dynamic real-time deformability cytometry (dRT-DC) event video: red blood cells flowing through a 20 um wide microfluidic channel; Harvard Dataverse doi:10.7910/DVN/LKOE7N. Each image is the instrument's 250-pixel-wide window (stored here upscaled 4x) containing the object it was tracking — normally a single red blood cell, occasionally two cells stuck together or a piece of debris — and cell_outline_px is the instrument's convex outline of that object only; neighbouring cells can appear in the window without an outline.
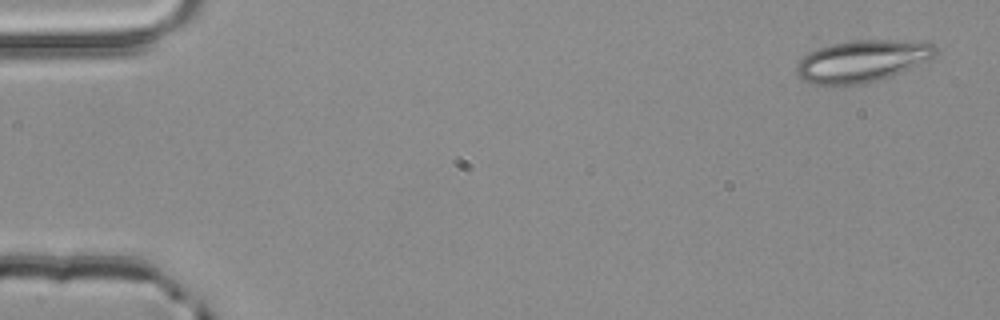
{"species": "common noctule bat (a hibernating species)", "species_latin": "Nyctalus noctula", "temperature_condition": "room temperature", "stored_images_in_passage": 4, "camera_frame_rate_fps": 3000, "um_per_image_px": 0.085, "animal": {"sex": "male", "body_mass_g": 20.4}, "frame": {"image": 1, "passage_image": 1, "time_ms": 0.0, "image_size_px": [1000, 320], "cell_outline_px": [[940, 52], [928, 60], [892, 76], [880, 80], [864, 84], [836, 88], [832, 88], [812, 84], [804, 80], [796, 72], [796, 64], [804, 56], [816, 48], [848, 40], [924, 40], [932, 44]], "centroid_in_image_um": [73.28, 5.22], "position_along_channel_um": 11.7, "area_um2": 34.97}}